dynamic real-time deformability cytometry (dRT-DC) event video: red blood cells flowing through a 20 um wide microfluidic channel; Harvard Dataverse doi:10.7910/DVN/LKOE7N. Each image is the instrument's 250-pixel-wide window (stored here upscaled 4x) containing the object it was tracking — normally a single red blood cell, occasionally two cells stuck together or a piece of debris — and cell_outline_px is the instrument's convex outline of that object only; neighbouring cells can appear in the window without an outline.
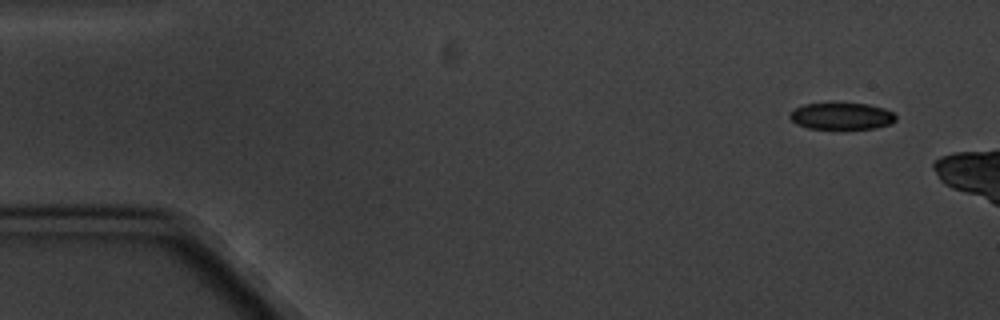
{"species": "common noctule bat (a hibernating species)", "species_latin": "Nyctalus noctula", "temperature_condition": "cold", "stored_images_in_passage": 4, "camera_frame_rate_fps": 3000, "um_per_image_px": 0.085, "animal": {"sex": "male", "body_mass_g": 20.1, "forearm_length_mm": 53.5}, "frame": {"image": 1, "passage_image": 1, "time_ms": 0.0, "image_size_px": [1000, 320], "cell_outline_px": [[896, 120], [888, 124], [876, 128], [844, 132], [808, 128], [796, 124], [788, 116], [788, 112], [792, 108], [804, 104], [868, 104], [884, 108], [892, 112], [896, 116]], "centroid_in_image_um": [71.49, 9.93], "position_along_channel_um": 13.5, "area_um2": 17.34}}